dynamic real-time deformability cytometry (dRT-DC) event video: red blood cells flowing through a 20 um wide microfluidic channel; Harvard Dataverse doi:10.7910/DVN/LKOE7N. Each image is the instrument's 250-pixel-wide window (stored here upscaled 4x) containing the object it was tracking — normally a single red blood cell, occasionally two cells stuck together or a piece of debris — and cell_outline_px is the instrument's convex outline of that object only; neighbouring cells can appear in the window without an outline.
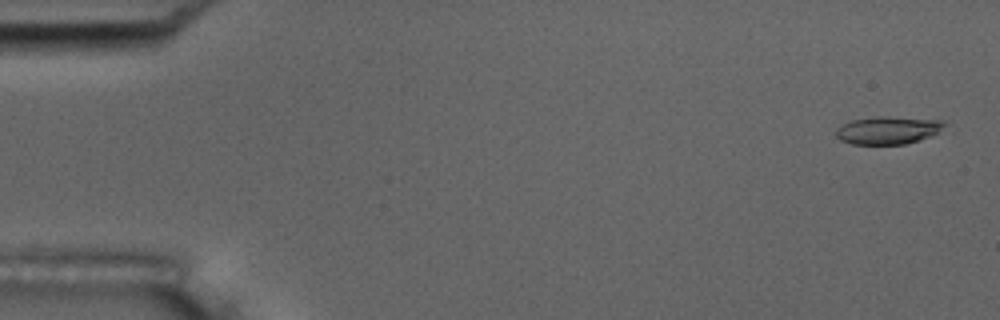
{"species": "common noctule bat (a hibernating species)", "species_latin": "Nyctalus noctula", "temperature_condition": "room temperature", "stored_images_in_passage": 54, "camera_frame_rate_fps": 3000, "um_per_image_px": 0.085, "animal": {"sex": "male", "body_mass_g": 17.5, "forearm_length_mm": 52.3}, "frame": {"image": 1, "passage_image": 2, "time_ms": 0.333, "image_size_px": [1000, 320], "cell_outline_px": [[948, 124], [936, 132], [920, 140], [904, 144], [852, 144], [840, 140], [836, 136], [836, 128], [852, 120], [876, 116], [888, 116], [944, 120]], "centroid_in_image_um": [75.47, 11.06], "position_along_channel_um": 9.5, "area_um2": 17.51}}
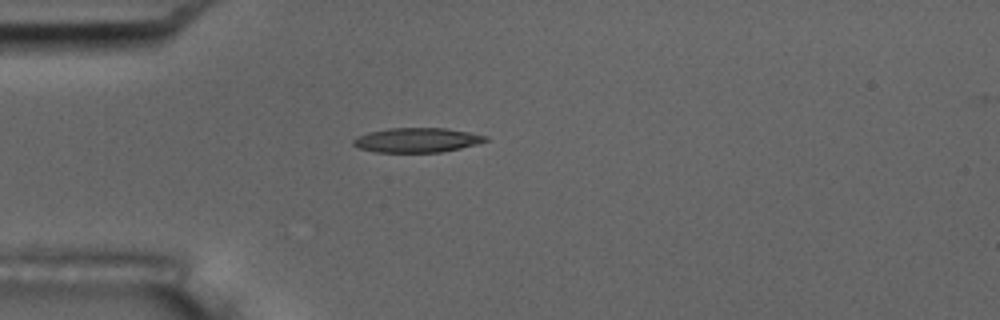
{"frame": {"image": 2, "passage_image": 15, "time_ms": 4.667, "image_size_px": [1000, 320], "cell_outline_px": [[488, 140], [480, 144], [440, 152], [376, 152], [360, 148], [352, 144], [352, 140], [356, 136], [368, 132], [388, 128], [444, 128], [468, 132], [488, 136]], "centroid_in_image_um": [35.44, 11.9], "position_along_channel_um": 49.6, "area_um2": 18.96}}
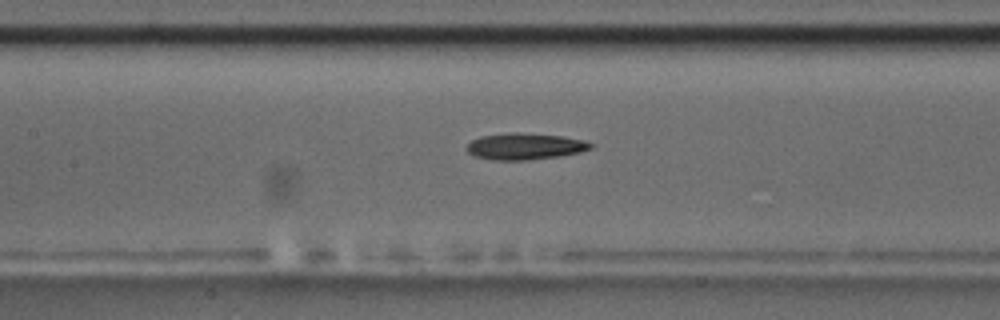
{"frame": {"image": 3, "passage_image": 25, "time_ms": 8.0, "image_size_px": [1000, 320], "cell_outline_px": [[596, 144], [592, 148], [580, 152], [560, 156], [528, 160], [492, 160], [476, 156], [468, 152], [464, 148], [472, 140], [480, 136], [512, 132], [520, 132], [564, 136], [584, 140]], "centroid_in_image_um": [44.64, 12.43], "position_along_channel_um": 162.8, "area_um2": 19.36}, "authors_computed_cell_mechanics": {"area_um2": 18.7272, "velocity_mm_per_s": 3.7555, "shape_relaxation_time_tau1_ms": 4.4523, "shape_relaxation_time_tau2_ms": null, "deformation_change_tau1": 0.1739, "deformation_change_tau2": null}}